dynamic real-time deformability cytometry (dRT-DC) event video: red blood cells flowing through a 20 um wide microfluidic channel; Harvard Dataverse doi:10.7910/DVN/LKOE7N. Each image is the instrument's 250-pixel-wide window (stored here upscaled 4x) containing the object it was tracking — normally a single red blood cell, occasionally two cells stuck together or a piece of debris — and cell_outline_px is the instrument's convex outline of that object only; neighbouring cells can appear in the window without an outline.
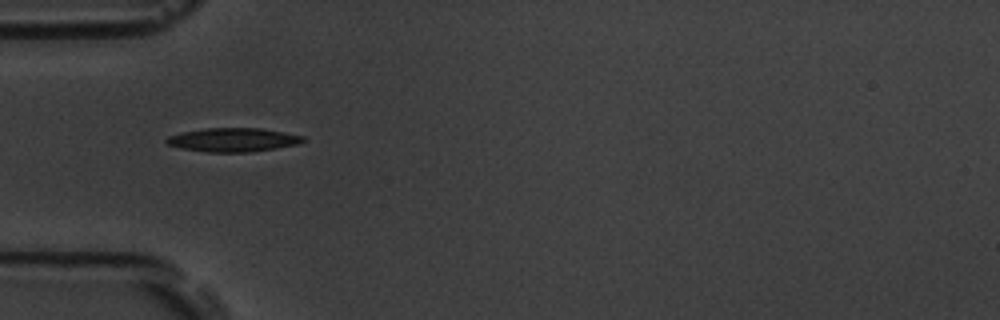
{"species": "common noctule bat (a hibernating species)", "species_latin": "Nyctalus noctula", "temperature_condition": "room temperature", "stored_images_in_passage": 15, "camera_frame_rate_fps": 3000, "um_per_image_px": 0.085, "animal": {"sex": "male", "body_mass_g": 19.5, "forearm_length_mm": 54.6}, "frame": {"image": 1, "passage_image": 1, "time_ms": 0.0, "image_size_px": [1000, 320], "cell_outline_px": [[308, 140], [296, 144], [276, 148], [252, 152], [208, 152], [180, 148], [168, 144], [164, 140], [168, 136], [180, 132], [204, 128], [260, 128], [284, 132], [304, 136]], "centroid_in_image_um": [19.8, 11.88], "position_along_channel_um": 65.2, "area_um2": 19.02}}
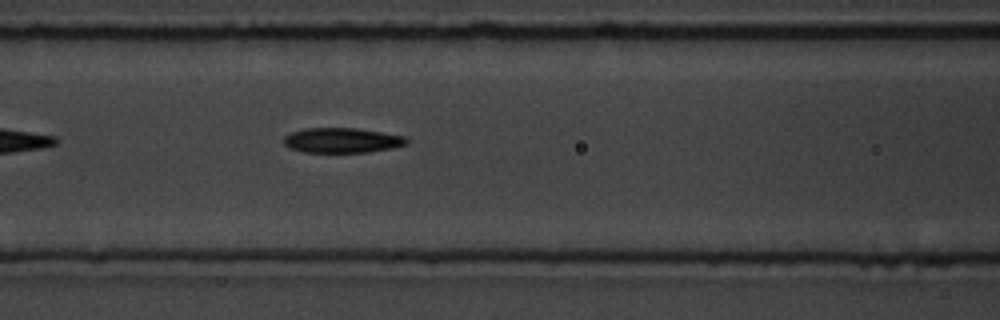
{"frame": {"image": 2, "passage_image": 7, "time_ms": 2.0, "image_size_px": [1000, 320], "cell_outline_px": [[408, 144], [392, 148], [368, 152], [304, 152], [288, 148], [284, 144], [284, 136], [292, 132], [304, 128], [356, 128], [404, 136], [408, 140]], "centroid_in_image_um": [29.05, 11.93], "position_along_channel_um": 137.5, "area_um2": 17.86}}
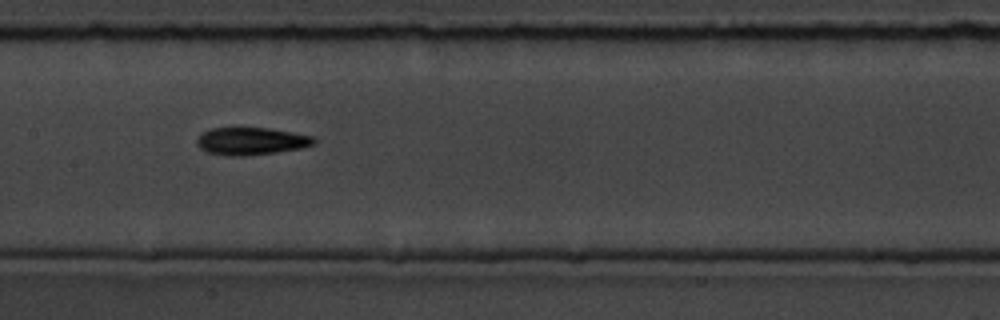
{"frame": {"image": 3, "passage_image": 11, "time_ms": 3.333, "image_size_px": [1000, 320], "cell_outline_px": [[316, 144], [300, 148], [276, 152], [244, 156], [228, 156], [208, 152], [200, 148], [196, 144], [196, 140], [204, 132], [212, 128], [236, 124], [268, 128], [292, 132], [312, 136], [316, 140]], "centroid_in_image_um": [21.31, 11.95], "position_along_channel_um": 186.1, "area_um2": 19.42}}